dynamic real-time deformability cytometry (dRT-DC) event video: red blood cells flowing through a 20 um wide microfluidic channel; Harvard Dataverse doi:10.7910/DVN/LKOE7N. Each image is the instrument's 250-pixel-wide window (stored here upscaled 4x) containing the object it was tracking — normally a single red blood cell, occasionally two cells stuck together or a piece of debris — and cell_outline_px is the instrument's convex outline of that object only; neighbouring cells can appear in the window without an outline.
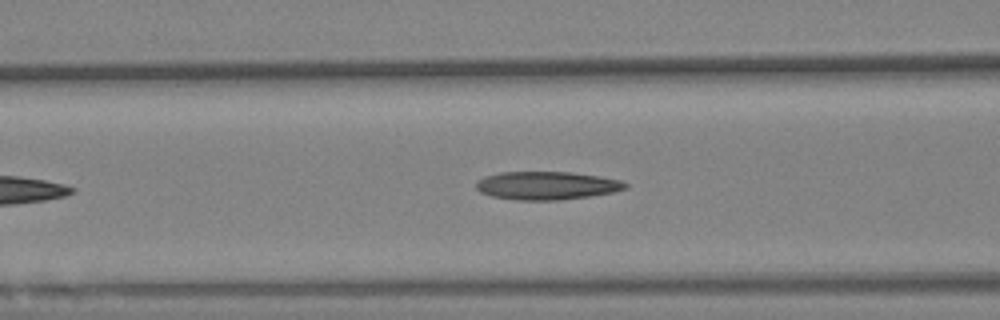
{"species": "Egyptian fruit bat (a non-hibernating species)", "species_latin": "Rousettus aegyptiacus", "temperature_condition": "warm", "stored_images_in_passage": 29, "camera_frame_rate_fps": 3000, "um_per_image_px": 0.085, "animal": {"sex": "female"}, "frame": {"image": 1, "passage_image": 4, "time_ms": 1.0, "image_size_px": [1000, 320], "cell_outline_px": [[628, 188], [612, 192], [588, 196], [560, 200], [516, 200], [492, 196], [480, 192], [476, 188], [476, 180], [484, 176], [500, 172], [572, 172], [600, 176], [620, 180], [628, 184]], "centroid_in_image_um": [46.45, 15.77], "position_along_channel_um": 120.2, "area_um2": 24.57}}
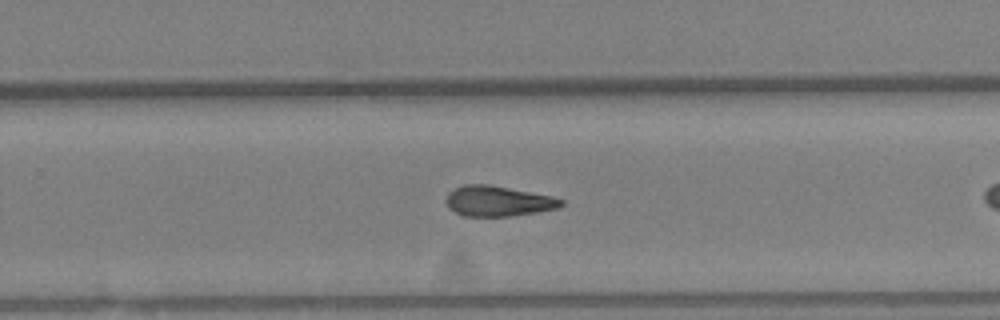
{"frame": {"image": 2, "passage_image": 18, "time_ms": 5.667, "image_size_px": [1000, 320], "cell_outline_px": [[564, 204], [556, 208], [536, 212], [512, 216], [464, 216], [448, 208], [444, 200], [448, 192], [452, 188], [464, 184], [488, 184], [552, 196], [564, 200]], "centroid_in_image_um": [42.27, 17.08], "position_along_channel_um": 287.5, "area_um2": 20.46}}
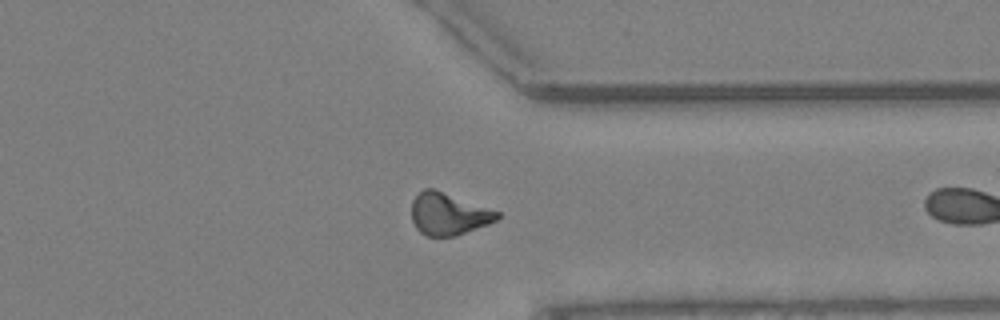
{"frame": {"image": 3, "passage_image": 28, "time_ms": 9.0, "image_size_px": [1000, 320], "cell_outline_px": [[500, 216], [496, 220], [488, 224], [456, 236], [428, 236], [420, 232], [416, 228], [412, 220], [412, 200], [424, 188], [432, 188], [500, 212]], "centroid_in_image_um": [38.1, 18.2], "position_along_channel_um": 373.3, "area_um2": 20.75}}